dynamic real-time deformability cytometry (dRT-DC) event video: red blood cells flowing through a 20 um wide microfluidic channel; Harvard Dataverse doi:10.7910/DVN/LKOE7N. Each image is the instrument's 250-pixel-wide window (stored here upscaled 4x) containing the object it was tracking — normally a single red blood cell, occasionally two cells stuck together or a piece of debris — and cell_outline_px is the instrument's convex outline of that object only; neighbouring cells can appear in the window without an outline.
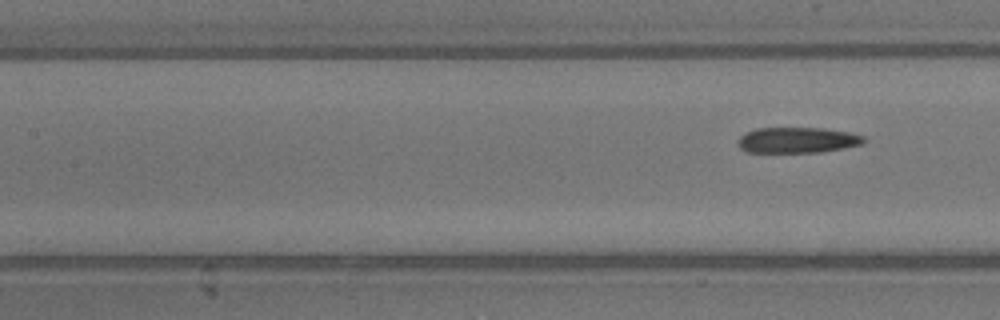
{"species": "common noctule bat (a hibernating species)", "species_latin": "Nyctalus noctula", "temperature_condition": "warm", "stored_images_in_passage": 5, "camera_frame_rate_fps": 3000, "um_per_image_px": 0.085, "animal": {"sex": "male", "body_mass_g": 13.3}, "frame": {"image": 1, "passage_image": 5, "time_ms": 1.333, "image_size_px": [1000, 320], "cell_outline_px": [[868, 140], [864, 144], [844, 148], [820, 152], [748, 152], [740, 148], [736, 140], [744, 132], [756, 128], [824, 128], [848, 132], [864, 136]], "centroid_in_image_um": [67.79, 11.9], "position_along_channel_um": 139.6, "area_um2": 19.07}}